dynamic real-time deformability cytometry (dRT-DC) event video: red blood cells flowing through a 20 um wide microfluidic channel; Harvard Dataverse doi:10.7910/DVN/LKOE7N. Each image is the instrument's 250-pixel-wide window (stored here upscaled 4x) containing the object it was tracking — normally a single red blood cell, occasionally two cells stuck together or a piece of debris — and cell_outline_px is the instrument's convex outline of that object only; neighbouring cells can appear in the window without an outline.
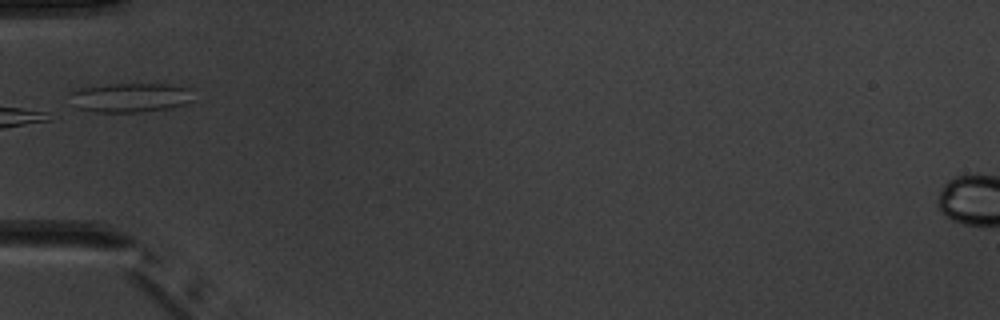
{"species": "common noctule bat (a hibernating species)", "species_latin": "Nyctalus noctula", "temperature_condition": "warm", "stored_images_in_passage": 2, "camera_frame_rate_fps": 3000, "um_per_image_px": 0.085, "animal": {"sex": "male", "body_mass_g": 20.1, "forearm_length_mm": 53.5}, "frame": {"image": 1, "passage_image": 2, "time_ms": 1.0, "image_size_px": [1000, 320], "cell_outline_px": [[196, 100], [184, 104], [168, 108], [140, 112], [96, 112], [76, 108], [68, 92], [80, 88], [108, 84], [172, 84], [192, 88]], "centroid_in_image_um": [11.13, 8.28], "position_along_channel_um": 73.9, "area_um2": 21.44}}